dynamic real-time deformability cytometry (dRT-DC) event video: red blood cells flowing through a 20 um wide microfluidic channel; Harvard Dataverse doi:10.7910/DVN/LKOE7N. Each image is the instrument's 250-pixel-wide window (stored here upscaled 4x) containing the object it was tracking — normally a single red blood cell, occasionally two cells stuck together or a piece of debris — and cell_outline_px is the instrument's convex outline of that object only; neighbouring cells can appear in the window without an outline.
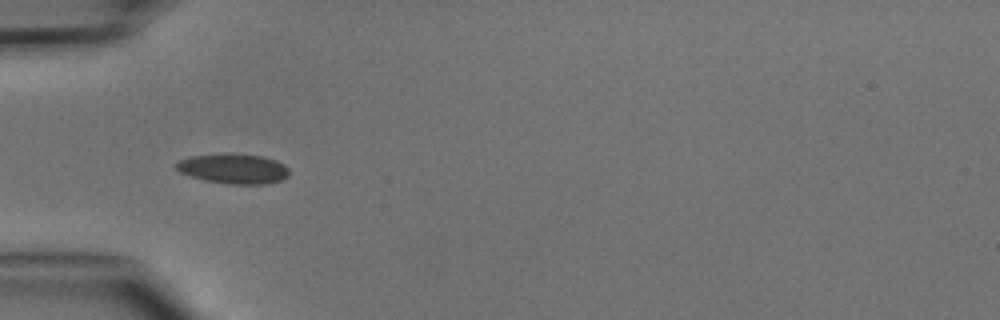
{"species": "common noctule bat (a hibernating species)", "species_latin": "Nyctalus noctula", "temperature_condition": "cold", "stored_images_in_passage": 4, "camera_frame_rate_fps": 3000, "um_per_image_px": 0.085, "animal": {"sex": "male", "body_mass_g": 15.6}, "frame": {"image": 1, "passage_image": 3, "time_ms": 3.333, "image_size_px": [1000, 320], "cell_outline_px": [[288, 176], [280, 180], [268, 184], [228, 184], [204, 180], [180, 172], [172, 164], [176, 160], [192, 156], [228, 152], [264, 156], [276, 160], [284, 164], [288, 168]], "centroid_in_image_um": [19.82, 14.32], "position_along_channel_um": 65.2, "area_um2": 20.11}}